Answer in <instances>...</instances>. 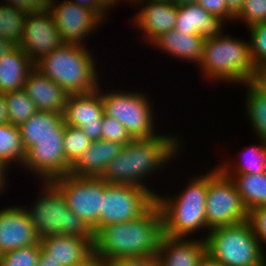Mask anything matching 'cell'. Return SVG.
Returning a JSON list of instances; mask_svg holds the SVG:
<instances>
[{"mask_svg":"<svg viewBox=\"0 0 266 266\" xmlns=\"http://www.w3.org/2000/svg\"><path fill=\"white\" fill-rule=\"evenodd\" d=\"M179 138L177 135L158 133L153 138L132 139L107 164L100 178L107 184L142 186L155 196L158 192L148 188L146 178L152 177L160 168L164 169L180 154L182 140Z\"/></svg>","mask_w":266,"mask_h":266,"instance_id":"cell-1","label":"cell"},{"mask_svg":"<svg viewBox=\"0 0 266 266\" xmlns=\"http://www.w3.org/2000/svg\"><path fill=\"white\" fill-rule=\"evenodd\" d=\"M164 236L162 215L154 202L141 216L100 228L94 234L93 252L104 261L156 256Z\"/></svg>","mask_w":266,"mask_h":266,"instance_id":"cell-2","label":"cell"},{"mask_svg":"<svg viewBox=\"0 0 266 266\" xmlns=\"http://www.w3.org/2000/svg\"><path fill=\"white\" fill-rule=\"evenodd\" d=\"M201 175L193 176L186 188L175 196H161V193L155 195L165 236L189 238L194 232L207 230L205 208L209 170Z\"/></svg>","mask_w":266,"mask_h":266,"instance_id":"cell-3","label":"cell"},{"mask_svg":"<svg viewBox=\"0 0 266 266\" xmlns=\"http://www.w3.org/2000/svg\"><path fill=\"white\" fill-rule=\"evenodd\" d=\"M94 58L86 46L64 43L42 56L34 67L68 95L90 93L100 87L101 81Z\"/></svg>","mask_w":266,"mask_h":266,"instance_id":"cell-4","label":"cell"},{"mask_svg":"<svg viewBox=\"0 0 266 266\" xmlns=\"http://www.w3.org/2000/svg\"><path fill=\"white\" fill-rule=\"evenodd\" d=\"M199 69L203 73L201 76L210 82H231L240 86L260 77L250 58L248 40L232 37L227 32L204 41Z\"/></svg>","mask_w":266,"mask_h":266,"instance_id":"cell-5","label":"cell"},{"mask_svg":"<svg viewBox=\"0 0 266 266\" xmlns=\"http://www.w3.org/2000/svg\"><path fill=\"white\" fill-rule=\"evenodd\" d=\"M41 194L25 210L39 239L49 236H79L94 243L93 230L67 206L65 198L51 182H40Z\"/></svg>","mask_w":266,"mask_h":266,"instance_id":"cell-6","label":"cell"},{"mask_svg":"<svg viewBox=\"0 0 266 266\" xmlns=\"http://www.w3.org/2000/svg\"><path fill=\"white\" fill-rule=\"evenodd\" d=\"M203 239L206 253L222 266H266L265 249L248 220L212 229Z\"/></svg>","mask_w":266,"mask_h":266,"instance_id":"cell-7","label":"cell"},{"mask_svg":"<svg viewBox=\"0 0 266 266\" xmlns=\"http://www.w3.org/2000/svg\"><path fill=\"white\" fill-rule=\"evenodd\" d=\"M115 90L103 92L102 87L100 88L104 114L123 124L132 139H147L158 135L155 130L153 103L149 96L142 91Z\"/></svg>","mask_w":266,"mask_h":266,"instance_id":"cell-8","label":"cell"},{"mask_svg":"<svg viewBox=\"0 0 266 266\" xmlns=\"http://www.w3.org/2000/svg\"><path fill=\"white\" fill-rule=\"evenodd\" d=\"M205 214L207 232L248 220V211L234 181L217 167L209 171Z\"/></svg>","mask_w":266,"mask_h":266,"instance_id":"cell-9","label":"cell"},{"mask_svg":"<svg viewBox=\"0 0 266 266\" xmlns=\"http://www.w3.org/2000/svg\"><path fill=\"white\" fill-rule=\"evenodd\" d=\"M65 198L68 208L94 232L99 230L101 198L107 185L100 177H77L70 174L51 181Z\"/></svg>","mask_w":266,"mask_h":266,"instance_id":"cell-10","label":"cell"},{"mask_svg":"<svg viewBox=\"0 0 266 266\" xmlns=\"http://www.w3.org/2000/svg\"><path fill=\"white\" fill-rule=\"evenodd\" d=\"M154 202L155 196L142 186L107 184L101 198L99 229L138 218Z\"/></svg>","mask_w":266,"mask_h":266,"instance_id":"cell-11","label":"cell"},{"mask_svg":"<svg viewBox=\"0 0 266 266\" xmlns=\"http://www.w3.org/2000/svg\"><path fill=\"white\" fill-rule=\"evenodd\" d=\"M49 11L65 44L85 46V38L90 37L93 31L104 23L91 9L69 0L51 1Z\"/></svg>","mask_w":266,"mask_h":266,"instance_id":"cell-12","label":"cell"},{"mask_svg":"<svg viewBox=\"0 0 266 266\" xmlns=\"http://www.w3.org/2000/svg\"><path fill=\"white\" fill-rule=\"evenodd\" d=\"M64 136H45L26 151L22 168L31 171L42 182H51L68 175L71 165L67 162L63 149Z\"/></svg>","mask_w":266,"mask_h":266,"instance_id":"cell-13","label":"cell"},{"mask_svg":"<svg viewBox=\"0 0 266 266\" xmlns=\"http://www.w3.org/2000/svg\"><path fill=\"white\" fill-rule=\"evenodd\" d=\"M103 114L98 87L90 93L68 95L63 120L65 125L80 128L93 142L102 139Z\"/></svg>","mask_w":266,"mask_h":266,"instance_id":"cell-14","label":"cell"},{"mask_svg":"<svg viewBox=\"0 0 266 266\" xmlns=\"http://www.w3.org/2000/svg\"><path fill=\"white\" fill-rule=\"evenodd\" d=\"M63 44L49 10L28 12L19 47L34 63Z\"/></svg>","mask_w":266,"mask_h":266,"instance_id":"cell-15","label":"cell"},{"mask_svg":"<svg viewBox=\"0 0 266 266\" xmlns=\"http://www.w3.org/2000/svg\"><path fill=\"white\" fill-rule=\"evenodd\" d=\"M137 5L140 9L132 20V24L144 33L142 35L144 42L151 44L162 33L174 29L178 6L172 1L138 0L134 6Z\"/></svg>","mask_w":266,"mask_h":266,"instance_id":"cell-16","label":"cell"},{"mask_svg":"<svg viewBox=\"0 0 266 266\" xmlns=\"http://www.w3.org/2000/svg\"><path fill=\"white\" fill-rule=\"evenodd\" d=\"M40 242L22 206L0 209V254Z\"/></svg>","mask_w":266,"mask_h":266,"instance_id":"cell-17","label":"cell"},{"mask_svg":"<svg viewBox=\"0 0 266 266\" xmlns=\"http://www.w3.org/2000/svg\"><path fill=\"white\" fill-rule=\"evenodd\" d=\"M23 91L34 102L38 111L64 113L68 94L35 67L30 71Z\"/></svg>","mask_w":266,"mask_h":266,"instance_id":"cell-18","label":"cell"},{"mask_svg":"<svg viewBox=\"0 0 266 266\" xmlns=\"http://www.w3.org/2000/svg\"><path fill=\"white\" fill-rule=\"evenodd\" d=\"M206 254V242L199 239L163 236L156 255L161 266H197Z\"/></svg>","mask_w":266,"mask_h":266,"instance_id":"cell-19","label":"cell"},{"mask_svg":"<svg viewBox=\"0 0 266 266\" xmlns=\"http://www.w3.org/2000/svg\"><path fill=\"white\" fill-rule=\"evenodd\" d=\"M226 21L204 10L197 3L178 6L176 32L201 35L204 40L219 37L224 30Z\"/></svg>","mask_w":266,"mask_h":266,"instance_id":"cell-20","label":"cell"},{"mask_svg":"<svg viewBox=\"0 0 266 266\" xmlns=\"http://www.w3.org/2000/svg\"><path fill=\"white\" fill-rule=\"evenodd\" d=\"M41 249L62 266H75L93 253V244L79 236L57 235L40 240Z\"/></svg>","mask_w":266,"mask_h":266,"instance_id":"cell-21","label":"cell"},{"mask_svg":"<svg viewBox=\"0 0 266 266\" xmlns=\"http://www.w3.org/2000/svg\"><path fill=\"white\" fill-rule=\"evenodd\" d=\"M123 146L118 142L103 139L93 141L71 166L69 174L77 177H100L107 164L120 153Z\"/></svg>","mask_w":266,"mask_h":266,"instance_id":"cell-22","label":"cell"},{"mask_svg":"<svg viewBox=\"0 0 266 266\" xmlns=\"http://www.w3.org/2000/svg\"><path fill=\"white\" fill-rule=\"evenodd\" d=\"M204 39L201 35L184 34L171 29L162 33L150 45L175 57V59L200 64L203 57Z\"/></svg>","mask_w":266,"mask_h":266,"instance_id":"cell-23","label":"cell"},{"mask_svg":"<svg viewBox=\"0 0 266 266\" xmlns=\"http://www.w3.org/2000/svg\"><path fill=\"white\" fill-rule=\"evenodd\" d=\"M33 68L34 62L19 46L0 58V93L23 90Z\"/></svg>","mask_w":266,"mask_h":266,"instance_id":"cell-24","label":"cell"},{"mask_svg":"<svg viewBox=\"0 0 266 266\" xmlns=\"http://www.w3.org/2000/svg\"><path fill=\"white\" fill-rule=\"evenodd\" d=\"M24 149L27 151L45 136H64L63 114L38 111L19 126Z\"/></svg>","mask_w":266,"mask_h":266,"instance_id":"cell-25","label":"cell"},{"mask_svg":"<svg viewBox=\"0 0 266 266\" xmlns=\"http://www.w3.org/2000/svg\"><path fill=\"white\" fill-rule=\"evenodd\" d=\"M246 88L245 114L258 139L266 140V88L258 81L243 84Z\"/></svg>","mask_w":266,"mask_h":266,"instance_id":"cell-26","label":"cell"},{"mask_svg":"<svg viewBox=\"0 0 266 266\" xmlns=\"http://www.w3.org/2000/svg\"><path fill=\"white\" fill-rule=\"evenodd\" d=\"M225 175L234 181L242 203L248 212L258 206L266 205V172Z\"/></svg>","mask_w":266,"mask_h":266,"instance_id":"cell-27","label":"cell"},{"mask_svg":"<svg viewBox=\"0 0 266 266\" xmlns=\"http://www.w3.org/2000/svg\"><path fill=\"white\" fill-rule=\"evenodd\" d=\"M259 141V145L255 143L256 145L249 146L243 151L238 163L233 160L232 163L224 161L217 168L223 174H260L266 172V140L259 139Z\"/></svg>","mask_w":266,"mask_h":266,"instance_id":"cell-28","label":"cell"},{"mask_svg":"<svg viewBox=\"0 0 266 266\" xmlns=\"http://www.w3.org/2000/svg\"><path fill=\"white\" fill-rule=\"evenodd\" d=\"M25 158L26 150L22 144L19 127L10 123L0 124V162L9 170V166L14 162L21 168Z\"/></svg>","mask_w":266,"mask_h":266,"instance_id":"cell-29","label":"cell"},{"mask_svg":"<svg viewBox=\"0 0 266 266\" xmlns=\"http://www.w3.org/2000/svg\"><path fill=\"white\" fill-rule=\"evenodd\" d=\"M28 12L17 7L0 4V38L19 46Z\"/></svg>","mask_w":266,"mask_h":266,"instance_id":"cell-30","label":"cell"},{"mask_svg":"<svg viewBox=\"0 0 266 266\" xmlns=\"http://www.w3.org/2000/svg\"><path fill=\"white\" fill-rule=\"evenodd\" d=\"M6 97L9 123L20 126L33 114L38 112L34 102L23 91H14L4 94Z\"/></svg>","mask_w":266,"mask_h":266,"instance_id":"cell-31","label":"cell"},{"mask_svg":"<svg viewBox=\"0 0 266 266\" xmlns=\"http://www.w3.org/2000/svg\"><path fill=\"white\" fill-rule=\"evenodd\" d=\"M249 31V54L256 70L266 73V22L252 25Z\"/></svg>","mask_w":266,"mask_h":266,"instance_id":"cell-32","label":"cell"},{"mask_svg":"<svg viewBox=\"0 0 266 266\" xmlns=\"http://www.w3.org/2000/svg\"><path fill=\"white\" fill-rule=\"evenodd\" d=\"M91 144L92 141L80 128L65 125L63 149L66 160L71 166Z\"/></svg>","mask_w":266,"mask_h":266,"instance_id":"cell-33","label":"cell"},{"mask_svg":"<svg viewBox=\"0 0 266 266\" xmlns=\"http://www.w3.org/2000/svg\"><path fill=\"white\" fill-rule=\"evenodd\" d=\"M41 244H34L6 252L0 257V266H37Z\"/></svg>","mask_w":266,"mask_h":266,"instance_id":"cell-34","label":"cell"},{"mask_svg":"<svg viewBox=\"0 0 266 266\" xmlns=\"http://www.w3.org/2000/svg\"><path fill=\"white\" fill-rule=\"evenodd\" d=\"M243 21L247 28L258 23L266 22V0H243L239 14L234 22Z\"/></svg>","mask_w":266,"mask_h":266,"instance_id":"cell-35","label":"cell"},{"mask_svg":"<svg viewBox=\"0 0 266 266\" xmlns=\"http://www.w3.org/2000/svg\"><path fill=\"white\" fill-rule=\"evenodd\" d=\"M102 139L122 145H126L132 140L124 125L106 114H103L102 120Z\"/></svg>","mask_w":266,"mask_h":266,"instance_id":"cell-36","label":"cell"},{"mask_svg":"<svg viewBox=\"0 0 266 266\" xmlns=\"http://www.w3.org/2000/svg\"><path fill=\"white\" fill-rule=\"evenodd\" d=\"M248 222L263 250V244L266 245V205L251 209L248 212Z\"/></svg>","mask_w":266,"mask_h":266,"instance_id":"cell-37","label":"cell"},{"mask_svg":"<svg viewBox=\"0 0 266 266\" xmlns=\"http://www.w3.org/2000/svg\"><path fill=\"white\" fill-rule=\"evenodd\" d=\"M197 4L208 13L221 17L226 22H234L235 17L228 11L226 0H198Z\"/></svg>","mask_w":266,"mask_h":266,"instance_id":"cell-38","label":"cell"},{"mask_svg":"<svg viewBox=\"0 0 266 266\" xmlns=\"http://www.w3.org/2000/svg\"><path fill=\"white\" fill-rule=\"evenodd\" d=\"M53 0H6L8 6L21 8L27 12H40L49 10V4Z\"/></svg>","mask_w":266,"mask_h":266,"instance_id":"cell-39","label":"cell"},{"mask_svg":"<svg viewBox=\"0 0 266 266\" xmlns=\"http://www.w3.org/2000/svg\"><path fill=\"white\" fill-rule=\"evenodd\" d=\"M107 266H161L156 256L142 258H119L107 262Z\"/></svg>","mask_w":266,"mask_h":266,"instance_id":"cell-40","label":"cell"},{"mask_svg":"<svg viewBox=\"0 0 266 266\" xmlns=\"http://www.w3.org/2000/svg\"><path fill=\"white\" fill-rule=\"evenodd\" d=\"M77 5L86 7L94 11L104 22L110 10L101 0H69Z\"/></svg>","mask_w":266,"mask_h":266,"instance_id":"cell-41","label":"cell"},{"mask_svg":"<svg viewBox=\"0 0 266 266\" xmlns=\"http://www.w3.org/2000/svg\"><path fill=\"white\" fill-rule=\"evenodd\" d=\"M75 266H107V262L104 261L98 254L92 253L84 261Z\"/></svg>","mask_w":266,"mask_h":266,"instance_id":"cell-42","label":"cell"},{"mask_svg":"<svg viewBox=\"0 0 266 266\" xmlns=\"http://www.w3.org/2000/svg\"><path fill=\"white\" fill-rule=\"evenodd\" d=\"M9 123L6 97L0 93V124Z\"/></svg>","mask_w":266,"mask_h":266,"instance_id":"cell-43","label":"cell"},{"mask_svg":"<svg viewBox=\"0 0 266 266\" xmlns=\"http://www.w3.org/2000/svg\"><path fill=\"white\" fill-rule=\"evenodd\" d=\"M243 5V0H226V7L228 11L236 17Z\"/></svg>","mask_w":266,"mask_h":266,"instance_id":"cell-44","label":"cell"},{"mask_svg":"<svg viewBox=\"0 0 266 266\" xmlns=\"http://www.w3.org/2000/svg\"><path fill=\"white\" fill-rule=\"evenodd\" d=\"M37 266H62L50 257L41 249Z\"/></svg>","mask_w":266,"mask_h":266,"instance_id":"cell-45","label":"cell"},{"mask_svg":"<svg viewBox=\"0 0 266 266\" xmlns=\"http://www.w3.org/2000/svg\"><path fill=\"white\" fill-rule=\"evenodd\" d=\"M15 47L16 45L12 42L0 38V58L12 51Z\"/></svg>","mask_w":266,"mask_h":266,"instance_id":"cell-46","label":"cell"},{"mask_svg":"<svg viewBox=\"0 0 266 266\" xmlns=\"http://www.w3.org/2000/svg\"><path fill=\"white\" fill-rule=\"evenodd\" d=\"M197 266H222L216 260L211 258L207 253L203 256V258L198 262Z\"/></svg>","mask_w":266,"mask_h":266,"instance_id":"cell-47","label":"cell"},{"mask_svg":"<svg viewBox=\"0 0 266 266\" xmlns=\"http://www.w3.org/2000/svg\"><path fill=\"white\" fill-rule=\"evenodd\" d=\"M8 169H0V193L4 192L5 188H7V186L5 187V185H8L9 183H7V176H8Z\"/></svg>","mask_w":266,"mask_h":266,"instance_id":"cell-48","label":"cell"},{"mask_svg":"<svg viewBox=\"0 0 266 266\" xmlns=\"http://www.w3.org/2000/svg\"><path fill=\"white\" fill-rule=\"evenodd\" d=\"M198 0H172V2L177 5H185V4H190V3H197Z\"/></svg>","mask_w":266,"mask_h":266,"instance_id":"cell-49","label":"cell"},{"mask_svg":"<svg viewBox=\"0 0 266 266\" xmlns=\"http://www.w3.org/2000/svg\"><path fill=\"white\" fill-rule=\"evenodd\" d=\"M109 9L116 7V0H101Z\"/></svg>","mask_w":266,"mask_h":266,"instance_id":"cell-50","label":"cell"},{"mask_svg":"<svg viewBox=\"0 0 266 266\" xmlns=\"http://www.w3.org/2000/svg\"><path fill=\"white\" fill-rule=\"evenodd\" d=\"M258 81L266 88V73L260 74Z\"/></svg>","mask_w":266,"mask_h":266,"instance_id":"cell-51","label":"cell"},{"mask_svg":"<svg viewBox=\"0 0 266 266\" xmlns=\"http://www.w3.org/2000/svg\"><path fill=\"white\" fill-rule=\"evenodd\" d=\"M122 0H116V5L120 3ZM125 2V0H123ZM128 1V2H127ZM138 0H126L127 4L134 5Z\"/></svg>","mask_w":266,"mask_h":266,"instance_id":"cell-52","label":"cell"},{"mask_svg":"<svg viewBox=\"0 0 266 266\" xmlns=\"http://www.w3.org/2000/svg\"><path fill=\"white\" fill-rule=\"evenodd\" d=\"M0 169H7V168L0 162Z\"/></svg>","mask_w":266,"mask_h":266,"instance_id":"cell-53","label":"cell"}]
</instances>
